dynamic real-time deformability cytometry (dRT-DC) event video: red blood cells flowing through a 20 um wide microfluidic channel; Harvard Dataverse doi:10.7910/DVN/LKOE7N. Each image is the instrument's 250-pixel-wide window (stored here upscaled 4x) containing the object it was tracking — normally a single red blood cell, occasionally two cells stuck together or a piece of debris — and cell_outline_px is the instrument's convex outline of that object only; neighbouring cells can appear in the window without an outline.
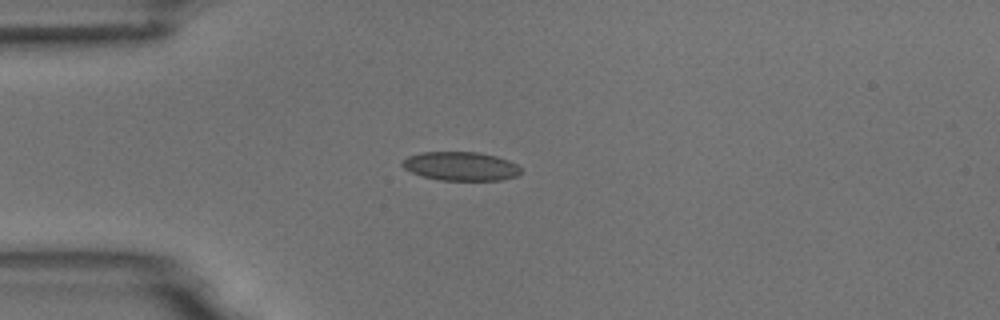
{"species": "common noctule bat (a hibernating species)", "species_latin": "Nyctalus noctula", "temperature_condition": "room temperature", "stored_images_in_passage": 6, "camera_frame_rate_fps": 3000, "um_per_image_px": 0.085, "animal": {"sex": "male", "body_mass_g": 18.8}, "frame": {"image": 1, "passage_image": 3, "time_ms": 3.333, "image_size_px": [1000, 320], "cell_outline_px": [[524, 172], [516, 176], [500, 180], [436, 180], [412, 172], [404, 168], [400, 164], [408, 156], [420, 152], [476, 152], [496, 156], [508, 160], [516, 164]], "centroid_in_image_um": [39.17, 14.13], "position_along_channel_um": 45.8, "area_um2": 19.88}}